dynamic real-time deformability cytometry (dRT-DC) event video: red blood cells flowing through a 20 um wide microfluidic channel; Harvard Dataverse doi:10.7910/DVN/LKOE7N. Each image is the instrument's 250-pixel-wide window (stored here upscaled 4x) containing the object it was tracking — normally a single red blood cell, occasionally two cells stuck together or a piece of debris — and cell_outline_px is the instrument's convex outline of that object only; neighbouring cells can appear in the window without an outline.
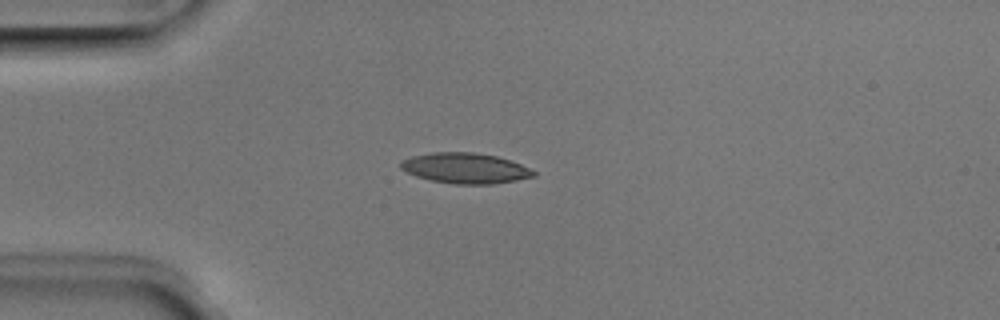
{"species": "Egyptian fruit bat (a non-hibernating species)", "species_latin": "Rousettus aegyptiacus", "temperature_condition": "room temperature", "stored_images_in_passage": 50, "camera_frame_rate_fps": 3000, "um_per_image_px": 0.085, "animal": {"sex": "male"}, "frame": {"image": 1, "passage_image": 12, "time_ms": 3.667, "image_size_px": [1000, 320], "cell_outline_px": [[536, 176], [516, 180], [492, 184], [456, 184], [432, 180], [416, 176], [400, 168], [400, 164], [404, 160], [412, 156], [432, 152], [472, 152], [496, 156], [520, 164], [536, 172]], "centroid_in_image_um": [39.55, 14.29], "position_along_channel_um": 45.4, "area_um2": 23.29}}
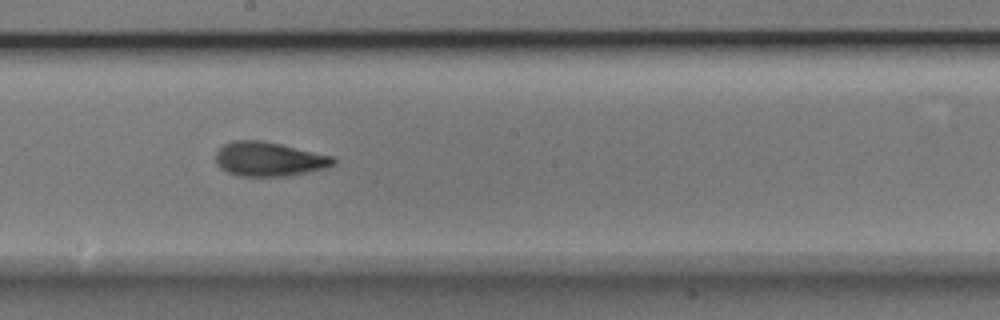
{"frame": {"image": 2, "passage_image": 27, "time_ms": 8.667, "image_size_px": [1000, 320], "cell_outline_px": [[336, 160], [332, 164], [324, 168], [308, 172], [284, 176], [240, 176], [228, 172], [220, 168], [216, 164], [216, 152], [224, 144], [232, 140], [264, 140], [336, 156]], "centroid_in_image_um": [22.86, 13.51], "position_along_channel_um": 225.3, "area_um2": 23.64}}
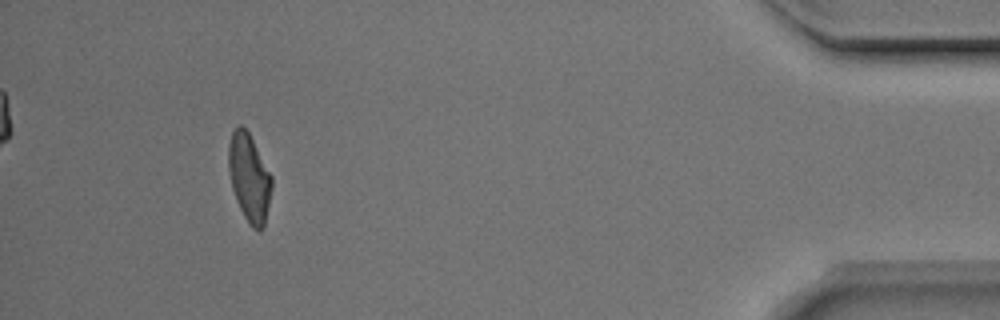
{"frame": {"image": 3, "passage_image": 46, "time_ms": 15.0, "image_size_px": [1000, 320], "cell_outline_px": [[272, 188], [264, 228], [260, 232], [252, 228], [244, 216], [236, 200], [232, 188], [228, 168], [228, 144], [232, 132], [240, 124], [248, 132], [272, 176]], "centroid_in_image_um": [21.18, 15.14], "position_along_channel_um": 414.0, "area_um2": 22.08}, "authors_computed_cell_mechanics": {"area_um2": 22.6576, "velocity_mm_per_s": 3.9804, "shape_relaxation_time_tau1_ms": 3.4414, "shape_relaxation_time_tau2_ms": 1.682, "deformation_change_tau1": 0.156, "deformation_change_tau2": 0.0771}}